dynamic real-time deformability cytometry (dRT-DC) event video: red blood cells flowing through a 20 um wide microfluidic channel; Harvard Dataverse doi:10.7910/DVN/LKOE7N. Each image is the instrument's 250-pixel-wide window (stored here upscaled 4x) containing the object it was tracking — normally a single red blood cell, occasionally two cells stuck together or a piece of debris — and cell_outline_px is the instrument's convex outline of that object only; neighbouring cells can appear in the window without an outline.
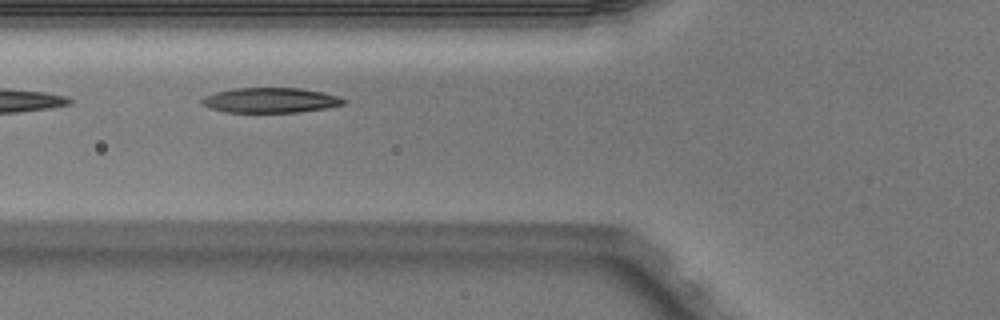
{"species": "Egyptian fruit bat (a non-hibernating species)", "species_latin": "Rousettus aegyptiacus", "temperature_condition": "warm", "stored_images_in_passage": 5, "camera_frame_rate_fps": 3000, "um_per_image_px": 0.085, "animal": {"sex": "male"}, "frame": {"image": 1, "passage_image": 3, "time_ms": 0.667, "image_size_px": [1000, 320], "cell_outline_px": [[348, 100], [344, 104], [328, 108], [300, 112], [224, 112], [208, 108], [200, 104], [200, 100], [204, 96], [216, 92], [232, 88], [300, 88], [324, 92], [340, 96]], "centroid_in_image_um": [22.99, 8.52], "position_along_channel_um": 102.8, "area_um2": 21.04}}
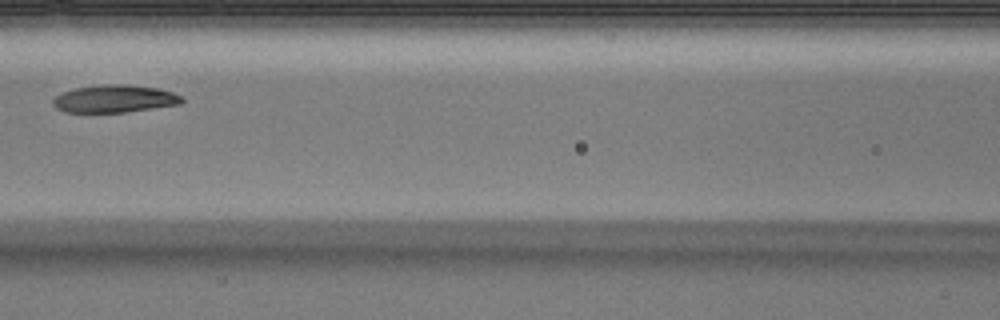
{"frame": {"image": 2, "passage_image": 4, "time_ms": 1.0, "image_size_px": [1000, 320], "cell_outline_px": [[184, 100], [180, 104], [124, 112], [68, 112], [56, 108], [52, 104], [52, 100], [56, 96], [64, 92], [76, 88], [100, 84], [128, 84], [156, 88], [172, 92], [180, 96]], "centroid_in_image_um": [9.72, 8.39], "position_along_channel_um": 156.9, "area_um2": 20.52}}
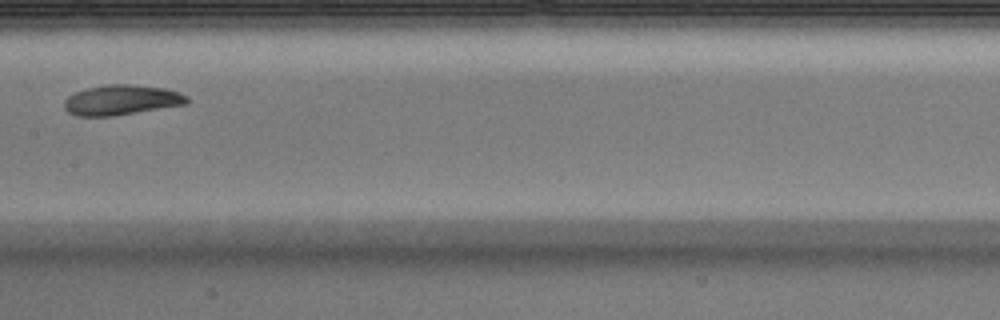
{"frame": {"image": 3, "passage_image": 5, "time_ms": 1.333, "image_size_px": [1000, 320], "cell_outline_px": [[188, 104], [112, 116], [76, 116], [68, 112], [64, 108], [64, 100], [68, 96], [76, 92], [88, 88], [108, 84], [132, 84], [164, 88], [180, 92], [188, 96]], "centroid_in_image_um": [10.34, 8.5], "position_along_channel_um": 197.1, "area_um2": 21.56}}